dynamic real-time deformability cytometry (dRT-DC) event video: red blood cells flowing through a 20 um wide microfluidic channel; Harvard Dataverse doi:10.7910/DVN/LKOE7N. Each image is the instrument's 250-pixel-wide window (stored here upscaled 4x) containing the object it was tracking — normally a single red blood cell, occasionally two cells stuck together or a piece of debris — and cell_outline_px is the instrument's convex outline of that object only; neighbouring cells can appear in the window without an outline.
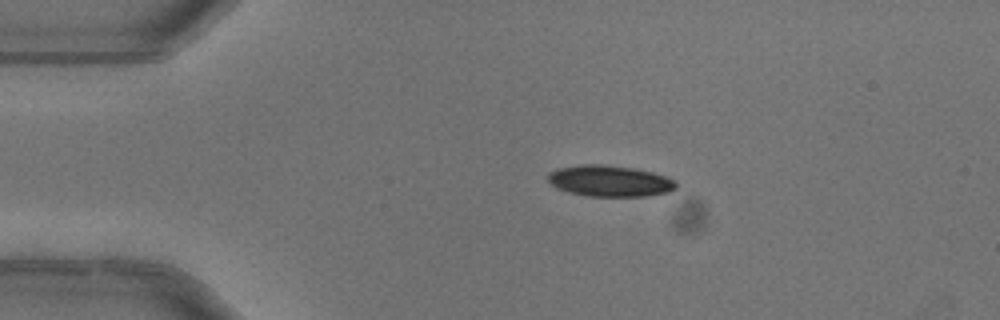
{"species": "common noctule bat (a hibernating species)", "species_latin": "Nyctalus noctula", "temperature_condition": "warm", "stored_images_in_passage": 5, "camera_frame_rate_fps": 3000, "um_per_image_px": 0.085, "animal": {"sex": "female"}, "frame": {"image": 1, "passage_image": 3, "time_ms": 0.667, "image_size_px": [1000, 320], "cell_outline_px": [[676, 188], [668, 192], [644, 196], [588, 196], [568, 192], [556, 188], [548, 180], [548, 172], [556, 168], [580, 164], [604, 164], [632, 168], [652, 172], [676, 180]], "centroid_in_image_um": [51.79, 15.37], "position_along_channel_um": 33.2, "area_um2": 23.35}}
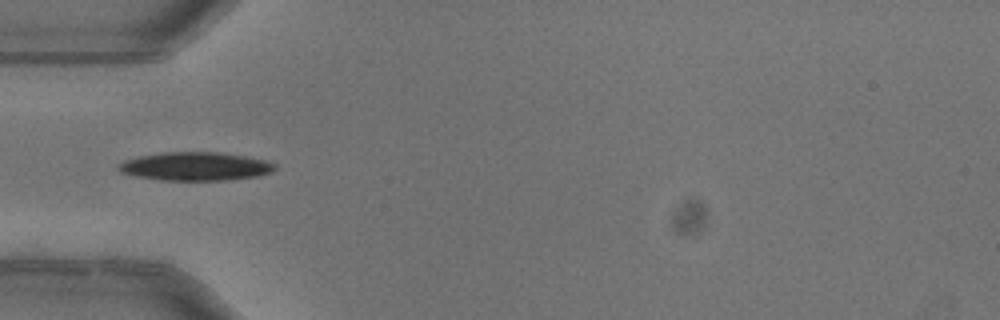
{"frame": {"image": 2, "passage_image": 4, "time_ms": 1.0, "image_size_px": [1000, 320], "cell_outline_px": [[276, 168], [272, 172], [256, 176], [228, 180], [160, 180], [136, 176], [120, 172], [116, 168], [116, 164], [124, 160], [140, 156], [160, 152], [216, 152], [244, 156], [264, 160], [276, 164]], "centroid_in_image_um": [16.56, 14.14], "position_along_channel_um": 68.4, "area_um2": 25.95}}